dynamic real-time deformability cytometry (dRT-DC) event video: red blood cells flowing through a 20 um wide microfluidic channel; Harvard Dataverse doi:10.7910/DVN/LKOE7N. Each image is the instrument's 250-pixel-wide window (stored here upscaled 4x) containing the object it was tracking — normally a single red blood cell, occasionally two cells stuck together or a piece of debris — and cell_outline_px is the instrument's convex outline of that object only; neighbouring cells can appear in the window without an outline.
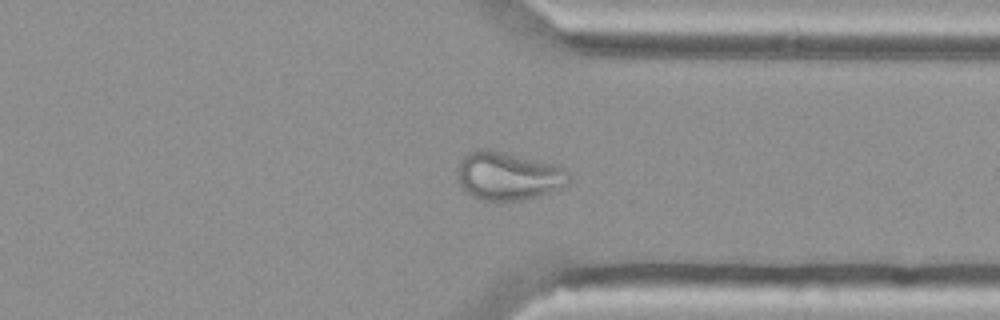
{"species": "Egyptian fruit bat (a non-hibernating species)", "species_latin": "Rousettus aegyptiacus", "temperature_condition": "cold", "stored_images_in_passage": 39, "camera_frame_rate_fps": 3000, "um_per_image_px": 0.085, "animal": {"sex": "female"}, "frame": {"image": 1, "passage_image": 26, "time_ms": 8.333, "image_size_px": [1000, 320], "cell_outline_px": [[572, 184], [540, 196], [524, 200], [480, 200], [472, 196], [456, 180], [456, 168], [460, 160], [468, 152], [476, 148], [488, 148], [556, 164], [564, 168], [572, 176]], "centroid_in_image_um": [43.22, 14.94], "position_along_channel_um": 368.2, "area_um2": 32.14}}
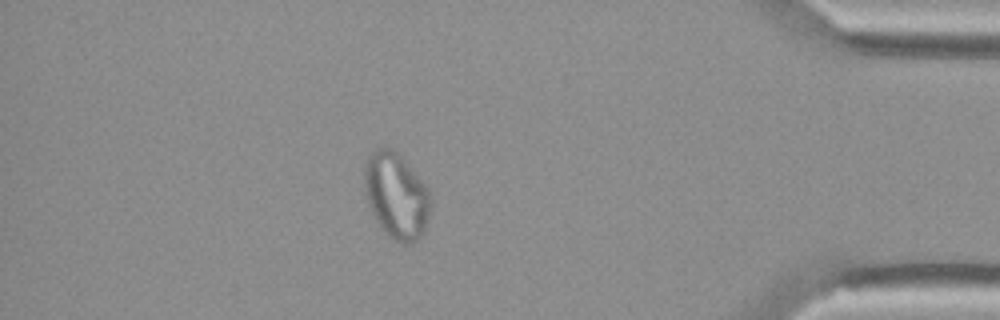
{"frame": {"image": 2, "passage_image": 32, "time_ms": 10.333, "image_size_px": [1000, 320], "cell_outline_px": [[432, 204], [428, 220], [424, 232], [412, 244], [400, 244], [392, 240], [384, 232], [376, 220], [372, 212], [364, 192], [364, 168], [368, 156], [376, 148], [392, 148], [404, 160], [428, 188], [432, 200]], "centroid_in_image_um": [33.69, 16.67], "position_along_channel_um": 401.5, "area_um2": 33.35}}